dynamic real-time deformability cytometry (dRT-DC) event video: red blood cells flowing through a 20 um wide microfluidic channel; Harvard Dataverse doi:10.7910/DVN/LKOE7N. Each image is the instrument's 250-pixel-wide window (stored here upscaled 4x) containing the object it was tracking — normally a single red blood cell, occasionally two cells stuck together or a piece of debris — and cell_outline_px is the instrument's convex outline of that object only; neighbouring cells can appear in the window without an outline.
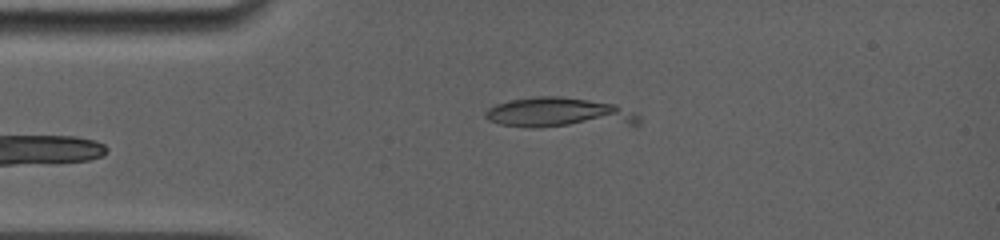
{"species": "common noctule bat (a hibernating species)", "species_latin": "Nyctalus noctula", "temperature_condition": "room temperature", "stored_images_in_passage": 4, "camera_frame_rate_fps": 5000, "um_per_image_px": 0.085, "animal": {"sex": "female", "body_mass_g": 19.0, "forearm_length_mm": 56.7}, "frame": {"image": 1, "passage_image": 3, "time_ms": 0.4, "image_size_px": [1000, 240], "cell_outline_px": [[640, 124], [636, 128], [528, 128], [500, 124], [488, 120], [484, 116], [484, 112], [488, 108], [496, 104], [508, 100], [536, 96], [560, 96], [616, 104], [636, 112], [640, 116]], "centroid_in_image_um": [47.73, 9.66], "position_along_channel_um": 37.3, "area_um2": 29.02}}